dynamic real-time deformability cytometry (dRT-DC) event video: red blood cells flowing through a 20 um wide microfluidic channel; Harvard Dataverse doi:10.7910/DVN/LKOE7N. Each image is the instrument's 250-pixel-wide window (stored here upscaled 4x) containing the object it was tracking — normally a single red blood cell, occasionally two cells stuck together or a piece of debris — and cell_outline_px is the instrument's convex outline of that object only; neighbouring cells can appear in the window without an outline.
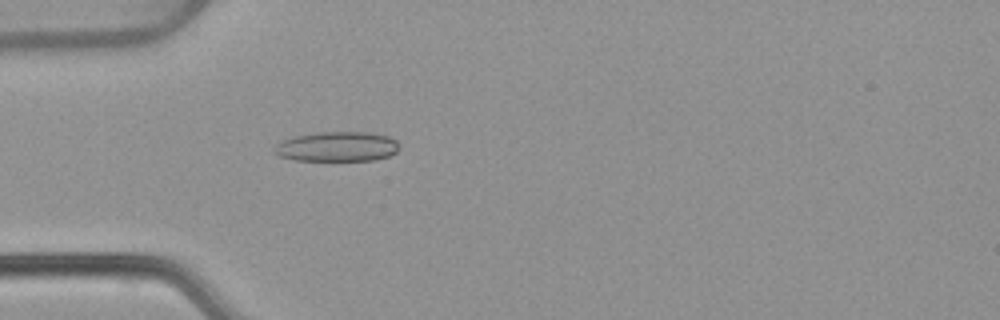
{"species": "common noctule bat (a hibernating species)", "species_latin": "Nyctalus noctula", "temperature_condition": "warm", "stored_images_in_passage": 53, "camera_frame_rate_fps": 3000, "um_per_image_px": 0.085, "animal": {"sex": "female", "body_mass_g": 22.7, "forearm_length_mm": 54.2}, "frame": {"image": 1, "passage_image": 16, "time_ms": 5.0, "image_size_px": [1000, 320], "cell_outline_px": [[400, 148], [396, 152], [388, 156], [376, 160], [296, 160], [280, 156], [272, 148], [276, 144], [292, 136], [316, 132], [368, 132], [388, 136], [396, 140]], "centroid_in_image_um": [28.66, 12.45], "position_along_channel_um": 56.3, "area_um2": 21.73}}
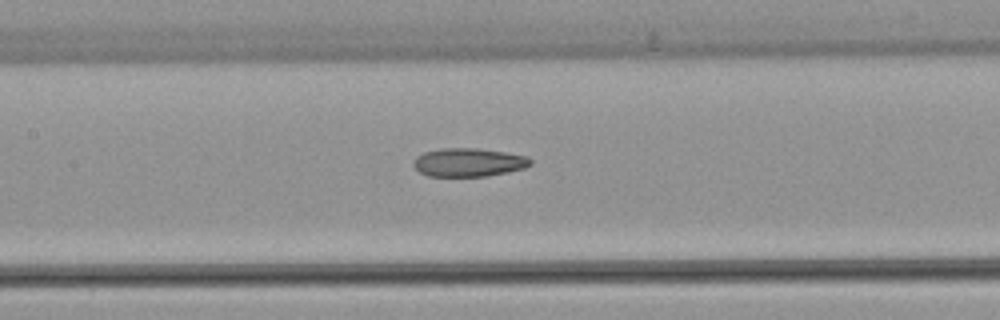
{"frame": {"image": 2, "passage_image": 25, "time_ms": 8.0, "image_size_px": [1000, 320], "cell_outline_px": [[532, 164], [524, 168], [508, 172], [488, 176], [428, 176], [420, 172], [412, 164], [416, 156], [424, 152], [440, 148], [476, 148], [504, 152], [528, 156], [532, 160]], "centroid_in_image_um": [39.84, 13.8], "position_along_channel_um": 167.6, "area_um2": 19.48}}
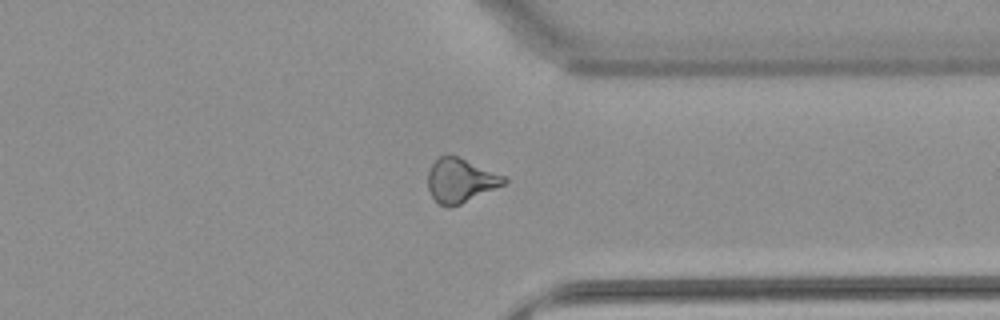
{"frame": {"image": 3, "passage_image": 41, "time_ms": 13.333, "image_size_px": [1000, 320], "cell_outline_px": [[508, 180], [504, 184], [460, 204], [448, 208], [440, 204], [432, 196], [428, 188], [428, 172], [432, 164], [440, 156], [456, 156], [504, 176]], "centroid_in_image_um": [39.11, 15.36], "position_along_channel_um": 372.3, "area_um2": 18.96}, "authors_computed_cell_mechanics": {"area_um2": 20.4034, "velocity_mm_per_s": 3.8774, "shape_relaxation_time_tau1_ms": null, "shape_relaxation_time_tau2_ms": 3.7345, "deformation_change_tau1": null, "deformation_change_tau2": 0.1358}}